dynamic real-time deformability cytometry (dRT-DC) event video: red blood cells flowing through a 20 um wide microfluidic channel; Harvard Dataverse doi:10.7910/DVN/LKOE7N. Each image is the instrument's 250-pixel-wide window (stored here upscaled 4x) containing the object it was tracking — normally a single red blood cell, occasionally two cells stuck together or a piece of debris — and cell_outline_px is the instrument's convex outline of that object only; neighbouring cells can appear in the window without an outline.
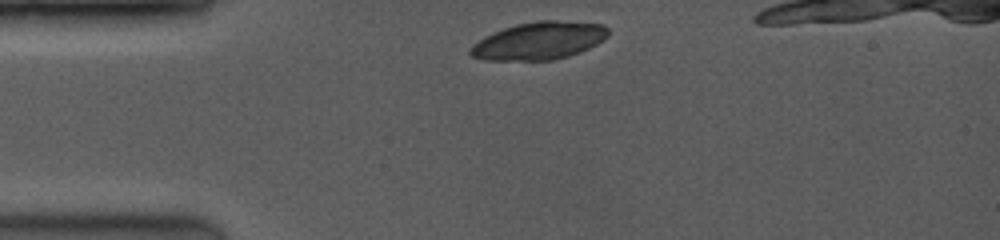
{"species": "common noctule bat (a hibernating species)", "species_latin": "Nyctalus noctula", "temperature_condition": "room temperature", "stored_images_in_passage": 3, "camera_frame_rate_fps": 3500, "um_per_image_px": 0.085, "animal": {"sex": "female", "body_mass_g": 19.0, "forearm_length_mm": 53.3}, "frame": {"image": 1, "passage_image": 1, "time_ms": 0.0, "image_size_px": [1000, 240], "cell_outline_px": [[608, 36], [596, 44], [580, 52], [568, 56], [552, 60], [484, 60], [472, 56], [468, 52], [472, 44], [484, 36], [492, 32], [516, 24], [536, 20], [556, 20], [600, 24], [608, 28]], "centroid_in_image_um": [45.78, 3.46], "position_along_channel_um": 39.2, "area_um2": 30.23}}